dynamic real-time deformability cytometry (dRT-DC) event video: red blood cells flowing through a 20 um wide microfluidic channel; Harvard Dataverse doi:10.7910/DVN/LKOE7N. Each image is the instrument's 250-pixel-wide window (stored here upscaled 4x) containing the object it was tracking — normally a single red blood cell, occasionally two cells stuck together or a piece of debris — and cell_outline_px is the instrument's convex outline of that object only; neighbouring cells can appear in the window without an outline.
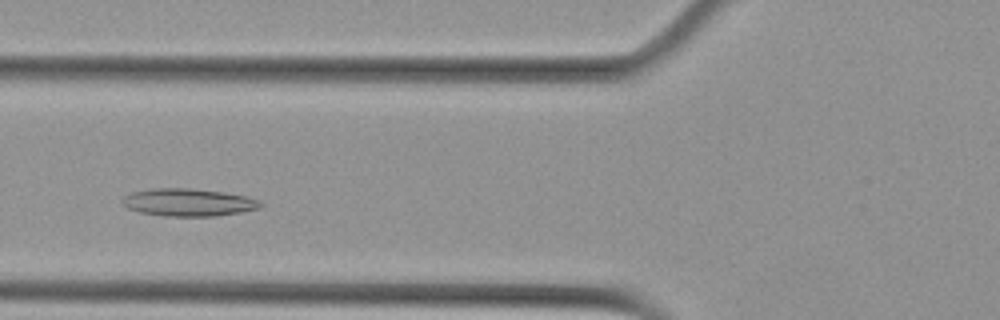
{"species": "Egyptian fruit bat (a non-hibernating species)", "species_latin": "Rousettus aegyptiacus", "temperature_condition": "cold", "stored_images_in_passage": 4, "camera_frame_rate_fps": 3000, "um_per_image_px": 0.085, "animal": {"sex": "female"}, "frame": {"image": 1, "passage_image": 4, "time_ms": 1.0, "image_size_px": [1000, 320], "cell_outline_px": [[264, 204], [260, 208], [240, 212], [216, 216], [164, 216], [140, 212], [128, 208], [120, 204], [120, 200], [124, 196], [132, 192], [152, 188], [188, 188], [224, 192], [244, 196], [260, 200]], "centroid_in_image_um": [15.98, 17.2], "position_along_channel_um": 109.8, "area_um2": 22.31}}